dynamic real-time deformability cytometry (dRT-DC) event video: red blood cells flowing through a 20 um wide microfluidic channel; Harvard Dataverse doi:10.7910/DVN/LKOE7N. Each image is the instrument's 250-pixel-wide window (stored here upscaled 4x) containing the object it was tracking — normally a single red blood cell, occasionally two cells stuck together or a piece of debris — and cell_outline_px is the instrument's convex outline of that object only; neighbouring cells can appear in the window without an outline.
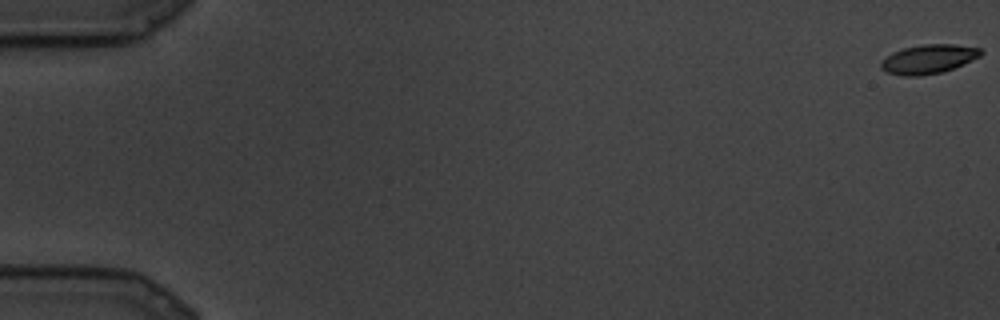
{"species": "common noctule bat (a hibernating species)", "species_latin": "Nyctalus noctula", "temperature_condition": "cold", "stored_images_in_passage": 86, "camera_frame_rate_fps": 3000, "um_per_image_px": 0.085, "animal": {"sex": "male", "body_mass_g": 19.5, "forearm_length_mm": 54.6}, "frame": {"image": 1, "passage_image": 1, "time_ms": 0.0, "image_size_px": [1000, 320], "cell_outline_px": [[984, 52], [980, 56], [944, 72], [920, 76], [904, 76], [888, 72], [880, 68], [880, 60], [892, 52], [904, 48], [924, 44], [952, 44], [980, 48]], "centroid_in_image_um": [78.89, 5.02], "position_along_channel_um": 6.1, "area_um2": 16.94}}
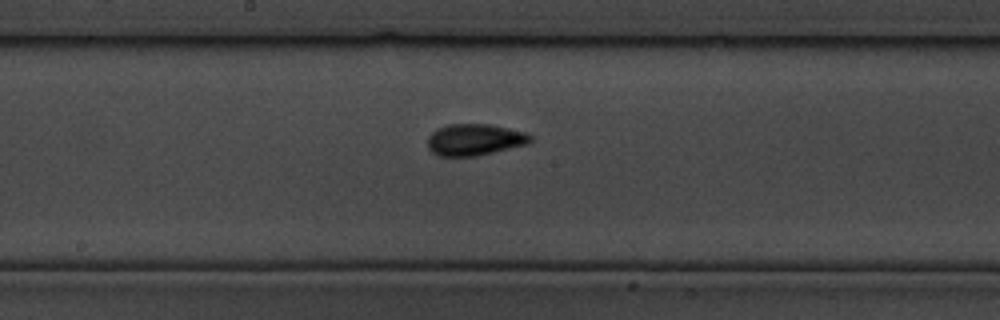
{"frame": {"image": 2, "passage_image": 51, "time_ms": 16.667, "image_size_px": [1000, 320], "cell_outline_px": [[532, 140], [528, 144], [476, 156], [436, 156], [428, 148], [428, 136], [436, 128], [448, 124], [488, 124], [524, 132], [532, 136]], "centroid_in_image_um": [40.31, 11.87], "position_along_channel_um": 207.9, "area_um2": 18.9}}
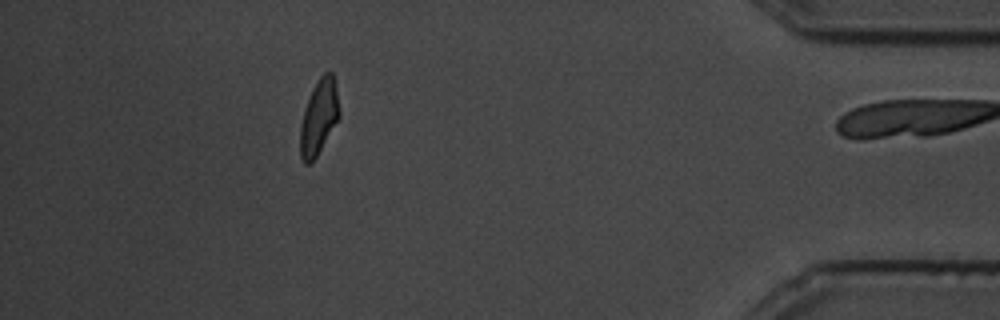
{"frame": {"image": 3, "passage_image": 85, "time_ms": 28.0, "image_size_px": [1000, 320], "cell_outline_px": [[340, 116], [316, 156], [308, 164], [304, 164], [300, 156], [300, 124], [304, 108], [312, 88], [320, 76], [324, 72], [332, 72], [336, 88], [340, 112]], "centroid_in_image_um": [27.09, 9.93], "position_along_channel_um": 408.1, "area_um2": 16.94}}